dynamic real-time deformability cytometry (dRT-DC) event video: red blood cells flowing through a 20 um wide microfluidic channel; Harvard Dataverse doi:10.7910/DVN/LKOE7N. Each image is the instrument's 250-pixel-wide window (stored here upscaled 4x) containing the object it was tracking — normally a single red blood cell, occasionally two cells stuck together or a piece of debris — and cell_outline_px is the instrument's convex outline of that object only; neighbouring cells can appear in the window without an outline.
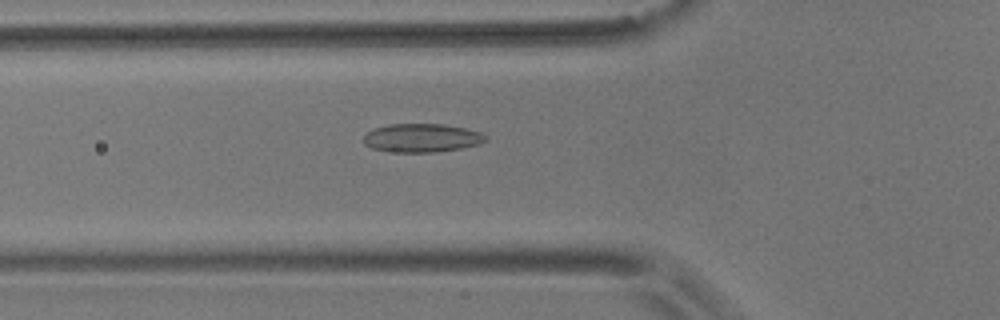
{"species": "common noctule bat (a hibernating species)", "species_latin": "Nyctalus noctula", "temperature_condition": "room temperature", "stored_images_in_passage": 55, "camera_frame_rate_fps": 3000, "um_per_image_px": 0.085, "animal": {"sex": "male", "body_mass_g": 17.9}, "frame": {"image": 1, "passage_image": 19, "time_ms": 6.0, "image_size_px": [1000, 320], "cell_outline_px": [[488, 140], [480, 144], [464, 148], [432, 152], [388, 152], [372, 148], [364, 144], [364, 136], [372, 128], [388, 124], [444, 124], [464, 128], [480, 132], [488, 136]], "centroid_in_image_um": [35.86, 11.72], "position_along_channel_um": 89.9, "area_um2": 20.52}}
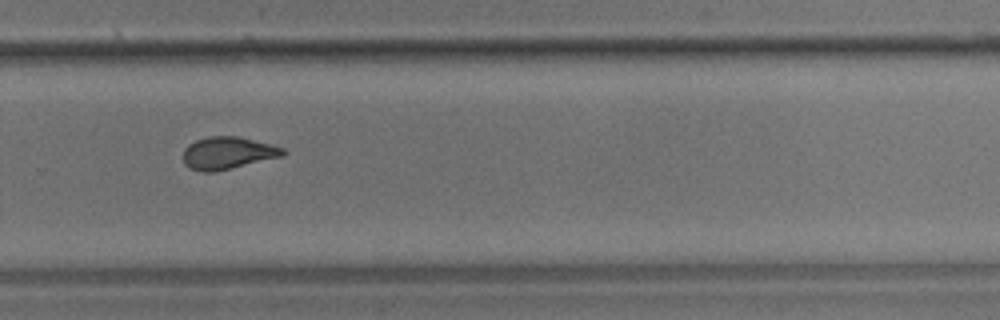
{"frame": {"image": 2, "passage_image": 37, "time_ms": 12.0, "image_size_px": [1000, 320], "cell_outline_px": [[288, 152], [284, 156], [216, 172], [200, 172], [188, 168], [184, 164], [184, 148], [188, 144], [196, 140], [208, 136], [236, 136], [284, 148]], "centroid_in_image_um": [19.34, 13.02], "position_along_channel_um": 310.5, "area_um2": 18.96}}
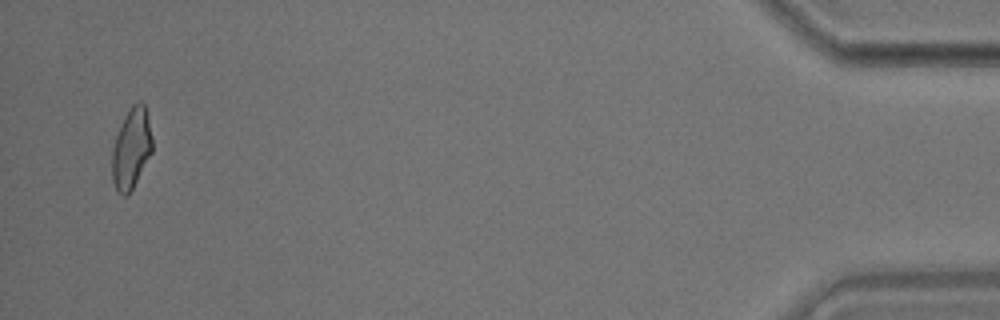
{"frame": {"image": 3, "passage_image": 53, "time_ms": 17.333, "image_size_px": [1000, 320], "cell_outline_px": [[152, 152], [128, 196], [120, 196], [116, 192], [112, 180], [112, 148], [116, 136], [124, 116], [128, 108], [132, 104], [140, 100], [144, 104], [152, 136]], "centroid_in_image_um": [11.14, 12.64], "position_along_channel_um": 424.1, "area_um2": 19.02}, "authors_computed_cell_mechanics": {"area_um2": 19.074, "velocity_mm_per_s": 3.6705, "shape_relaxation_time_tau1_ms": 9.6109, "shape_relaxation_time_tau2_ms": 2.0208, "deformation_change_tau1": 0.1907, "deformation_change_tau2": 0.0792}}